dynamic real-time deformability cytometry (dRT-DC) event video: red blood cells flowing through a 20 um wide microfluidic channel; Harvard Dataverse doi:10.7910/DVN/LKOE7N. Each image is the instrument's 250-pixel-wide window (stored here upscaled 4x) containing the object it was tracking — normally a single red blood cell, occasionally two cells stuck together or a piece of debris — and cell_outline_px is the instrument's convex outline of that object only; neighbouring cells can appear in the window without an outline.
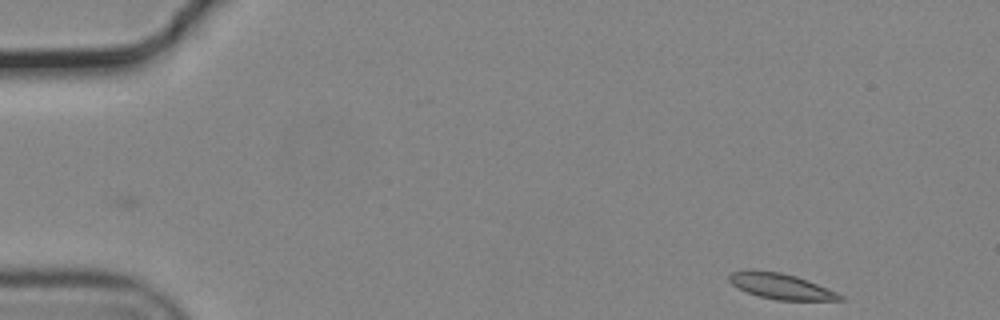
{"species": "common noctule bat (a hibernating species)", "species_latin": "Nyctalus noctula", "temperature_condition": "cold", "stored_images_in_passage": 5, "camera_frame_rate_fps": 3000, "um_per_image_px": 0.085, "animal": {"sex": "male", "body_mass_g": 19.2, "forearm_length_mm": 51.8}, "frame": {"image": 1, "passage_image": 1, "time_ms": 0.0, "image_size_px": [1000, 320], "cell_outline_px": [[844, 300], [776, 300], [760, 296], [748, 292], [732, 284], [728, 280], [728, 276], [732, 272], [752, 268], [780, 272], [796, 276], [808, 280], [836, 292], [844, 296]], "centroid_in_image_um": [66.36, 24.31], "position_along_channel_um": 18.6, "area_um2": 16.59}}